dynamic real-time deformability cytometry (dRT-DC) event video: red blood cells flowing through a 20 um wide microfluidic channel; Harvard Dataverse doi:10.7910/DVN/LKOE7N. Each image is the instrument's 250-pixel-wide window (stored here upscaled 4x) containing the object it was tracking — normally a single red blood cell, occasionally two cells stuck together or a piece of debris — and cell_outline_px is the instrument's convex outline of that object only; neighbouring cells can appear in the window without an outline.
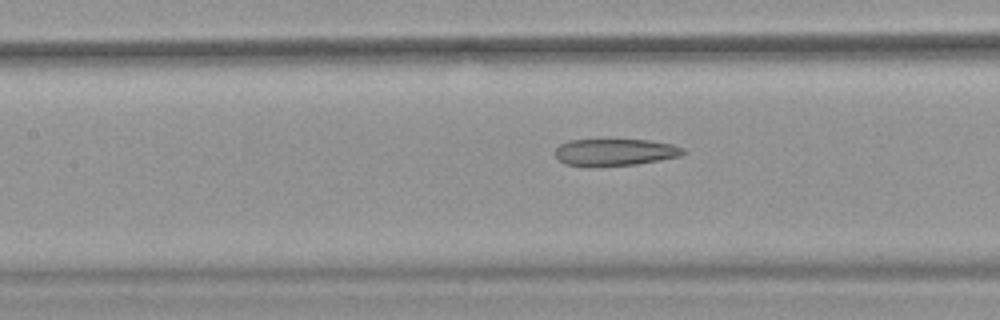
{"species": "common noctule bat (a hibernating species)", "species_latin": "Nyctalus noctula", "temperature_condition": "warm", "stored_images_in_passage": 37, "camera_frame_rate_fps": 3000, "um_per_image_px": 0.085, "animal": {"sex": "female", "body_mass_g": 18.4}, "frame": {"image": 1, "passage_image": 11, "time_ms": 3.333, "image_size_px": [1000, 320], "cell_outline_px": [[688, 152], [680, 156], [636, 164], [588, 168], [564, 164], [556, 156], [556, 148], [560, 144], [568, 140], [648, 140], [672, 144], [684, 148]], "centroid_in_image_um": [52.25, 12.96], "position_along_channel_um": 155.1, "area_um2": 20.4}, "authors_computed_cell_mechanics": {"area_um2": 21.7906, "velocity_mm_per_s": 3.9999, "shape_relaxation_time_tau1_ms": null, "shape_relaxation_time_tau2_ms": 3.935, "deformation_change_tau1": null, "deformation_change_tau2": 0.1408}}